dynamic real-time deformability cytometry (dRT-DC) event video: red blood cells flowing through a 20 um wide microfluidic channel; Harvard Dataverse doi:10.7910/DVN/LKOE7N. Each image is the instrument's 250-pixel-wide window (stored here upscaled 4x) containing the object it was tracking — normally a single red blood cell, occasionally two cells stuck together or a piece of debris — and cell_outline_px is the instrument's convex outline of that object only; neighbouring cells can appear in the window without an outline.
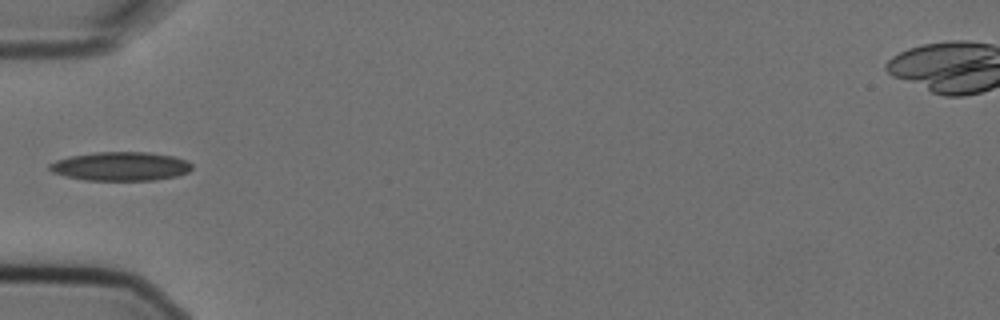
{"species": "Egyptian fruit bat (a non-hibernating species)", "species_latin": "Rousettus aegyptiacus", "temperature_condition": "cold", "stored_images_in_passage": 6, "camera_frame_rate_fps": 3000, "um_per_image_px": 0.085, "animal": {"sex": "female"}, "frame": {"image": 1, "passage_image": 6, "time_ms": 1.667, "image_size_px": [1000, 320], "cell_outline_px": [[192, 168], [188, 172], [176, 176], [152, 180], [84, 180], [64, 176], [52, 172], [48, 168], [48, 164], [56, 160], [68, 156], [92, 152], [148, 152], [172, 156], [184, 160], [192, 164]], "centroid_in_image_um": [10.19, 14.13], "position_along_channel_um": 74.8, "area_um2": 23.99}}